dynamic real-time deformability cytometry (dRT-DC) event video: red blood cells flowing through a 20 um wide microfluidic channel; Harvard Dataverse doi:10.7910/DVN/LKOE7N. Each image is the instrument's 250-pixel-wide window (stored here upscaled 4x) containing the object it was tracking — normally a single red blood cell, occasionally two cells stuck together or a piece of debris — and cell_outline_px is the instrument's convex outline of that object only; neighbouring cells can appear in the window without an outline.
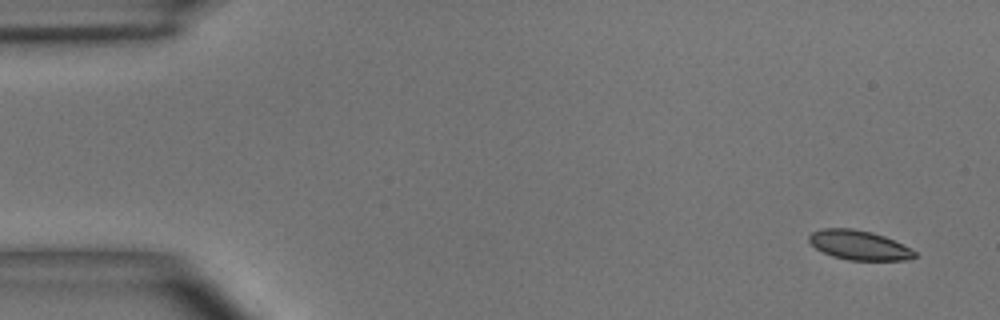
{"species": "common noctule bat (a hibernating species)", "species_latin": "Nyctalus noctula", "temperature_condition": "room temperature", "stored_images_in_passage": 4, "camera_frame_rate_fps": 3000, "um_per_image_px": 0.085, "animal": {"sex": "male", "body_mass_g": 15.6}, "frame": {"image": 1, "passage_image": 1, "time_ms": 0.0, "image_size_px": [1000, 320], "cell_outline_px": [[916, 256], [904, 260], [848, 260], [832, 256], [816, 248], [808, 240], [808, 236], [812, 232], [820, 228], [852, 228], [872, 232], [884, 236], [912, 248], [916, 252]], "centroid_in_image_um": [73.01, 20.83], "position_along_channel_um": 12.0, "area_um2": 18.15}}
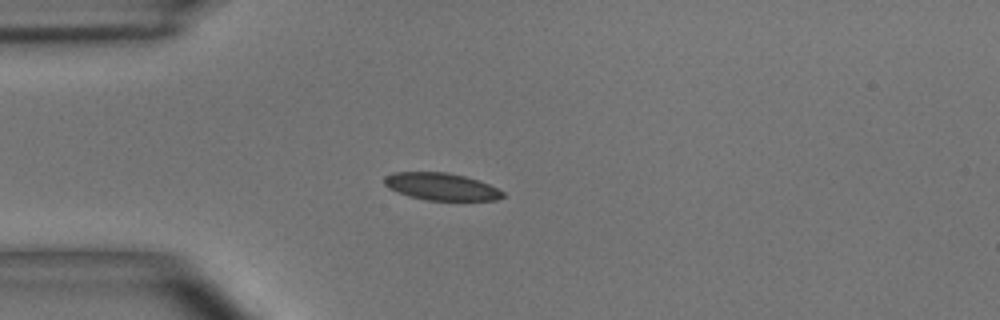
{"frame": {"image": 2, "passage_image": 4, "time_ms": 3.667, "image_size_px": [1000, 320], "cell_outline_px": [[504, 196], [496, 200], [424, 200], [408, 196], [396, 192], [388, 188], [384, 184], [384, 176], [392, 172], [448, 172], [464, 176], [488, 184], [504, 192]], "centroid_in_image_um": [37.45, 15.86], "position_along_channel_um": 47.6, "area_um2": 18.84}}